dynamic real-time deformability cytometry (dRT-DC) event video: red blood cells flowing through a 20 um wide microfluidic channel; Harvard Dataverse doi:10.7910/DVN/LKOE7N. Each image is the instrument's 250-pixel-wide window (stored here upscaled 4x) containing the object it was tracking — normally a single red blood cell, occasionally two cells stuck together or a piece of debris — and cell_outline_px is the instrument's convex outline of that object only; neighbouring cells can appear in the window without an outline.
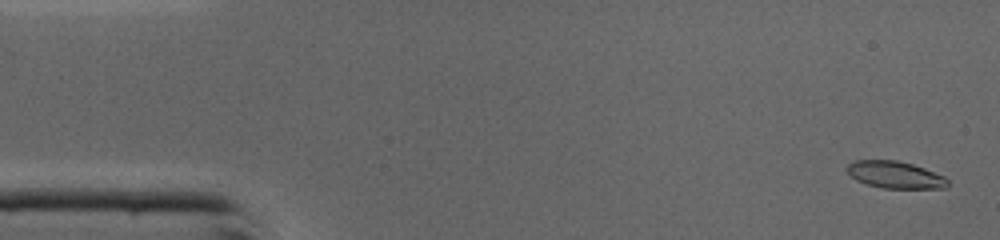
{"species": "common noctule bat (a hibernating species)", "species_latin": "Nyctalus noctula", "temperature_condition": "cold", "stored_images_in_passage": 47, "camera_frame_rate_fps": 3000, "um_per_image_px": 0.085, "animal": {"sex": "male", "body_mass_g": 19.0, "forearm_length_mm": 50.8}, "frame": {"image": 1, "passage_image": 2, "time_ms": 0.333, "image_size_px": [1000, 240], "cell_outline_px": [[948, 188], [880, 188], [856, 180], [844, 168], [852, 160], [896, 160], [912, 164], [924, 168], [944, 176], [948, 180]], "centroid_in_image_um": [76.07, 14.85], "position_along_channel_um": 8.9, "area_um2": 15.9}}
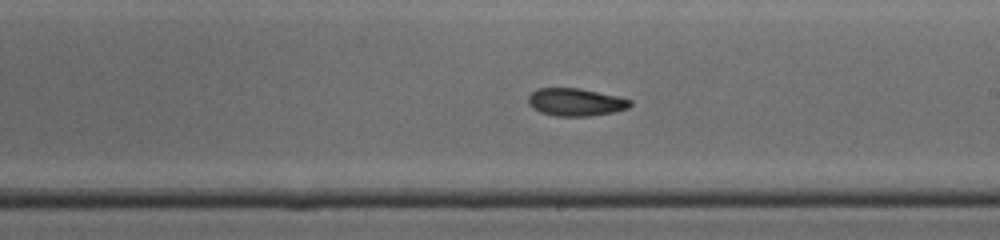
{"frame": {"image": 2, "passage_image": 26, "time_ms": 8.333, "image_size_px": [1000, 240], "cell_outline_px": [[632, 104], [628, 108], [612, 112], [588, 116], [556, 116], [540, 112], [532, 108], [528, 104], [528, 96], [536, 88], [580, 88], [616, 96], [632, 100]], "centroid_in_image_um": [48.89, 8.67], "position_along_channel_um": 240.1, "area_um2": 16.42}}
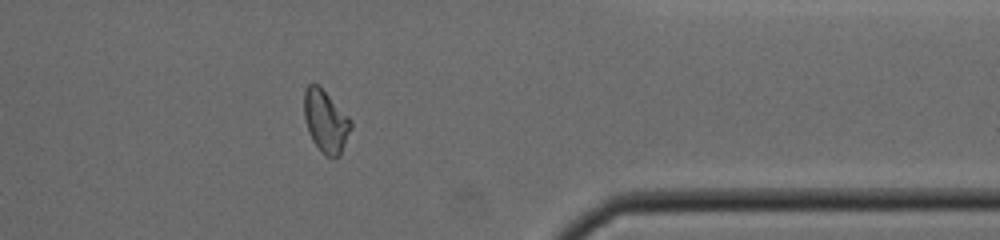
{"frame": {"image": 3, "passage_image": 37, "time_ms": 12.0, "image_size_px": [1000, 240], "cell_outline_px": [[352, 128], [340, 156], [328, 156], [320, 152], [312, 140], [308, 132], [304, 116], [304, 88], [308, 84], [316, 84], [352, 120]], "centroid_in_image_um": [27.68, 10.34], "position_along_channel_um": 383.7, "area_um2": 16.82}, "authors_computed_cell_mechanics": {"area_um2": 16.7042, "velocity_mm_per_s": 4.3729, "shape_relaxation_time_tau1_ms": 7.5117, "shape_relaxation_time_tau2_ms": null, "deformation_change_tau1": 0.2379, "deformation_change_tau2": null}}